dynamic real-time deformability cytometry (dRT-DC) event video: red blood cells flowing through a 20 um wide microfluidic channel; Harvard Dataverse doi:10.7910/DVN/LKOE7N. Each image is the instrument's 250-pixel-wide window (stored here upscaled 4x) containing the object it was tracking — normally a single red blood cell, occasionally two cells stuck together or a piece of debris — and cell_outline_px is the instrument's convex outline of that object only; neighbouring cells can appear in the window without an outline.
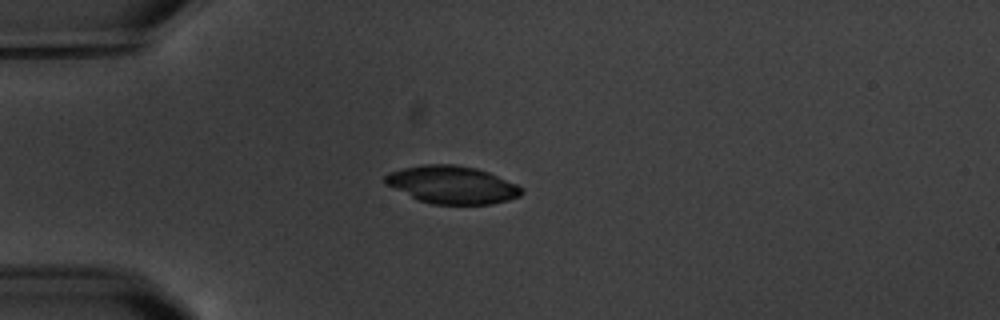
{"species": "common noctule bat (a hibernating species)", "species_latin": "Nyctalus noctula", "temperature_condition": "warm", "stored_images_in_passage": 1, "camera_frame_rate_fps": 3000, "um_per_image_px": 0.085, "animal": {"sex": "male", "body_mass_g": 20.1, "forearm_length_mm": 53.5}, "frame": {"image": 1, "passage_image": 1, "time_ms": 0.0, "image_size_px": [1000, 320], "cell_outline_px": [[524, 192], [520, 196], [508, 200], [492, 204], [432, 204], [420, 200], [388, 184], [384, 180], [384, 176], [388, 172], [404, 168], [424, 164], [456, 164], [476, 168], [488, 172], [516, 184], [524, 188]], "centroid_in_image_um": [38.48, 15.7], "position_along_channel_um": 46.5, "area_um2": 29.65}}